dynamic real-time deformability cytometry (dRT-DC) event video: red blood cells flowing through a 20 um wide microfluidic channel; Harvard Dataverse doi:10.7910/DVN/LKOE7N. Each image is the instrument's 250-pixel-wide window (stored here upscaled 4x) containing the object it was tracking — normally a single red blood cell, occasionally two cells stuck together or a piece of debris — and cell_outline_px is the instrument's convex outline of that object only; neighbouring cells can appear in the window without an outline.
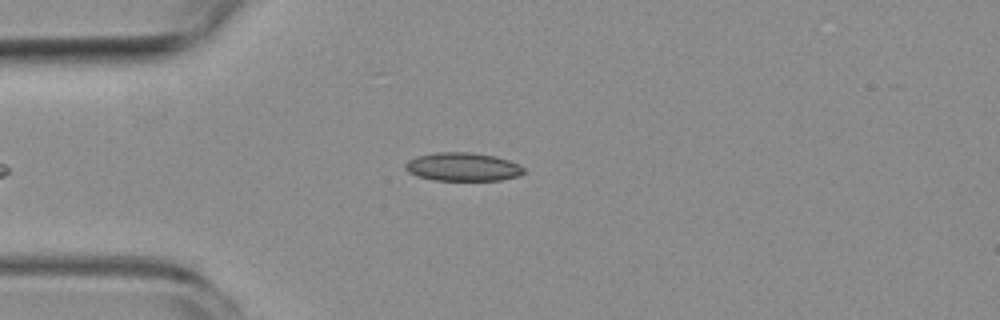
{"species": "common noctule bat (a hibernating species)", "species_latin": "Nyctalus noctula", "temperature_condition": "room temperature", "stored_images_in_passage": 6, "camera_frame_rate_fps": 3000, "um_per_image_px": 0.085, "animal": {"sex": "female", "body_mass_g": 19.3, "forearm_length_mm": 54.1}, "frame": {"image": 1, "passage_image": 6, "time_ms": 6.667, "image_size_px": [1000, 320], "cell_outline_px": [[524, 172], [520, 176], [500, 180], [432, 180], [416, 176], [408, 172], [404, 168], [404, 164], [408, 160], [416, 156], [436, 152], [472, 152], [496, 156], [520, 164], [524, 168]], "centroid_in_image_um": [39.32, 14.18], "position_along_channel_um": 45.7, "area_um2": 19.88}}